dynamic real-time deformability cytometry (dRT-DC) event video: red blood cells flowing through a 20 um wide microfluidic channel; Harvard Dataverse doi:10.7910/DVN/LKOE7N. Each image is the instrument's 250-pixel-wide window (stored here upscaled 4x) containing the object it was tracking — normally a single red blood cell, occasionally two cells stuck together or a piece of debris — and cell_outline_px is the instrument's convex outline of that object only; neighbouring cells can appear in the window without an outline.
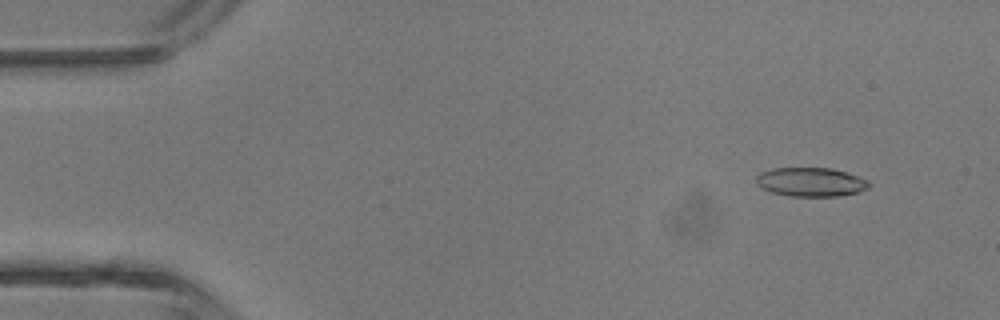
{"species": "common noctule bat (a hibernating species)", "species_latin": "Nyctalus noctula", "temperature_condition": "room temperature", "stored_images_in_passage": 5, "camera_frame_rate_fps": 3000, "um_per_image_px": 0.085, "animal": {"sex": "male", "body_mass_g": 13.3}, "frame": {"image": 1, "passage_image": 1, "time_ms": 0.0, "image_size_px": [1000, 320], "cell_outline_px": [[872, 184], [868, 188], [860, 192], [840, 196], [788, 196], [772, 192], [756, 184], [756, 176], [760, 172], [772, 168], [832, 168], [868, 180]], "centroid_in_image_um": [68.93, 15.47], "position_along_channel_um": 16.1, "area_um2": 19.07}}
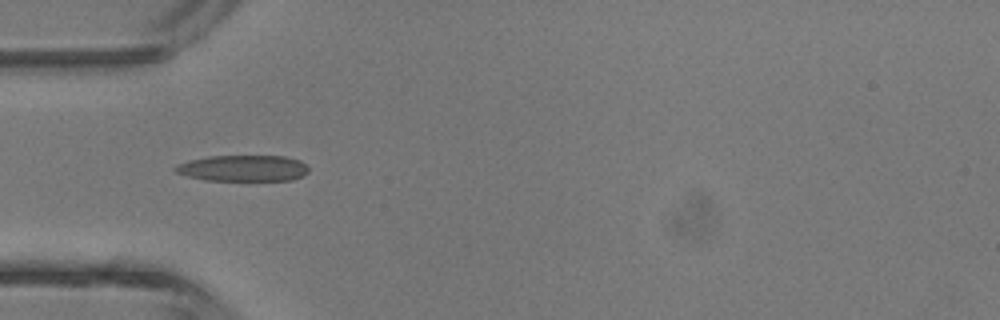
{"frame": {"image": 2, "passage_image": 4, "time_ms": 3.333, "image_size_px": [1000, 320], "cell_outline_px": [[308, 172], [304, 176], [292, 180], [204, 180], [188, 176], [176, 172], [172, 168], [176, 164], [188, 160], [208, 156], [284, 156], [300, 160], [308, 164]], "centroid_in_image_um": [20.67, 14.29], "position_along_channel_um": 64.3, "area_um2": 20.52}}
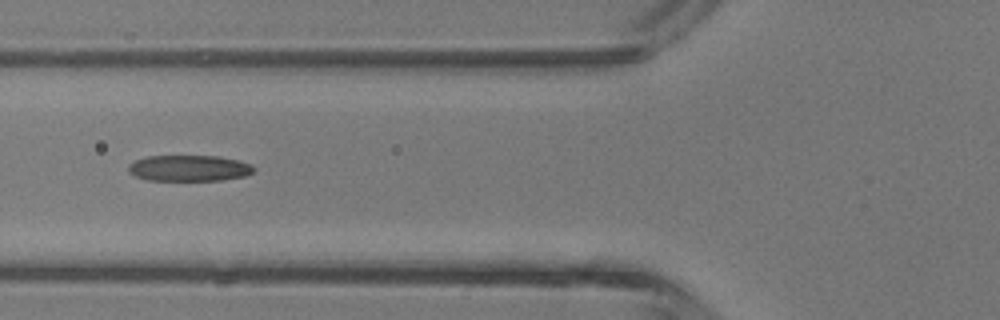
{"frame": {"image": 3, "passage_image": 5, "time_ms": 4.333, "image_size_px": [1000, 320], "cell_outline_px": [[256, 168], [252, 172], [244, 176], [224, 180], [148, 180], [136, 176], [128, 172], [128, 164], [136, 160], [148, 156], [220, 156], [252, 164]], "centroid_in_image_um": [16.08, 14.29], "position_along_channel_um": 109.7, "area_um2": 19.02}}